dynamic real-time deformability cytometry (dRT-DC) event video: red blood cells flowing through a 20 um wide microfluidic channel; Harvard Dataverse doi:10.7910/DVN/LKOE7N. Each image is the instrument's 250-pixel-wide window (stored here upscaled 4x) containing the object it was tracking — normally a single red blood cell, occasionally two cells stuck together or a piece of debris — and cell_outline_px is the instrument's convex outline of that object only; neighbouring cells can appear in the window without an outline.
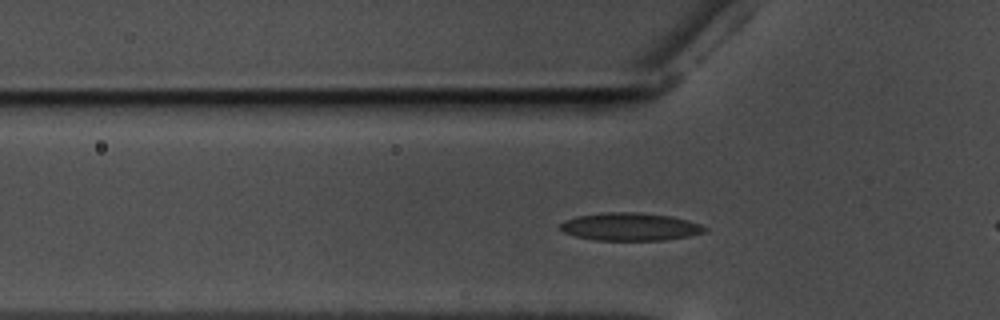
{"species": "common noctule bat (a hibernating species)", "species_latin": "Nyctalus noctula", "temperature_condition": "warm", "stored_images_in_passage": 38, "camera_frame_rate_fps": 3000, "um_per_image_px": 0.085, "animal": {"sex": "male", "body_mass_g": 17.5, "forearm_length_mm": 52.3}, "frame": {"image": 1, "passage_image": 9, "time_ms": 2.667, "image_size_px": [1000, 320], "cell_outline_px": [[708, 228], [704, 232], [688, 236], [664, 240], [596, 240], [576, 236], [564, 232], [560, 228], [560, 224], [564, 220], [580, 216], [604, 212], [636, 212], [672, 216], [688, 220], [700, 224]], "centroid_in_image_um": [53.58, 19.27], "position_along_channel_um": 72.2, "area_um2": 23.29}}
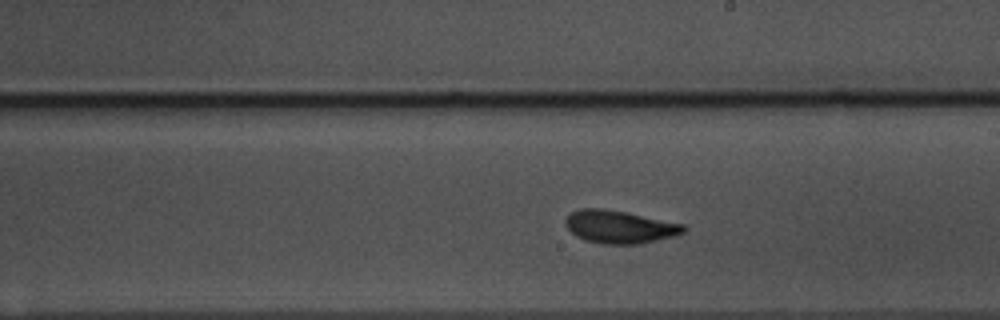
{"frame": {"image": 2, "passage_image": 23, "time_ms": 7.333, "image_size_px": [1000, 320], "cell_outline_px": [[688, 228], [684, 232], [672, 236], [640, 244], [600, 244], [584, 240], [576, 236], [564, 224], [564, 220], [572, 212], [580, 208], [604, 208], [684, 224]], "centroid_in_image_um": [52.64, 19.28], "position_along_channel_um": 236.4, "area_um2": 22.54}}
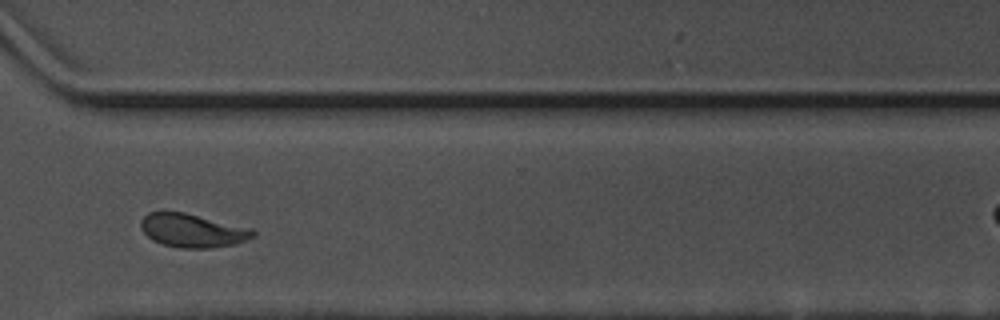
{"frame": {"image": 3, "passage_image": 33, "time_ms": 10.667, "image_size_px": [1000, 320], "cell_outline_px": [[256, 236], [232, 244], [212, 248], [184, 248], [164, 244], [152, 240], [140, 228], [140, 220], [148, 212], [184, 212], [252, 228], [256, 232]], "centroid_in_image_um": [16.36, 19.58], "position_along_channel_um": 354.2, "area_um2": 21.79}}